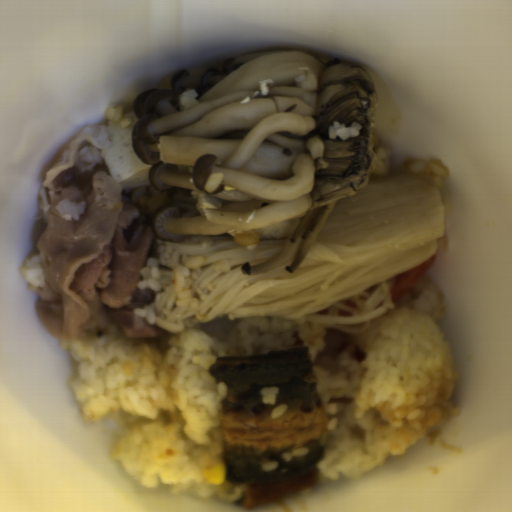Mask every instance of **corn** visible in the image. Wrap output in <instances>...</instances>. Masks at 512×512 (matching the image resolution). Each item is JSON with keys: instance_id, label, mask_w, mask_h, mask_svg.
<instances>
[{"instance_id": "51d56268", "label": "corn", "mask_w": 512, "mask_h": 512, "mask_svg": "<svg viewBox=\"0 0 512 512\" xmlns=\"http://www.w3.org/2000/svg\"><path fill=\"white\" fill-rule=\"evenodd\" d=\"M203 477L209 484H221L226 480L225 463H216L203 472Z\"/></svg>"}]
</instances>
